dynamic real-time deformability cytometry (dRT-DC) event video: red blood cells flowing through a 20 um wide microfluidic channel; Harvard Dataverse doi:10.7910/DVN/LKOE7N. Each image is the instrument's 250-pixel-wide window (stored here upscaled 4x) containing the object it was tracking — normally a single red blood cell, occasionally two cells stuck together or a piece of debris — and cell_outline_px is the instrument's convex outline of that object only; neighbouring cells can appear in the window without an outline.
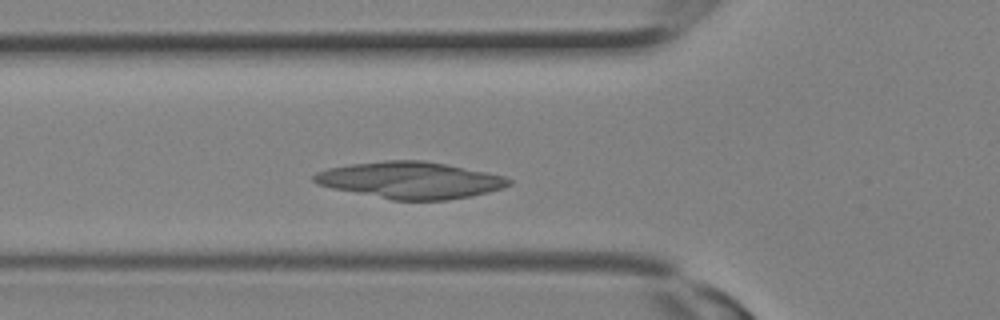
{"species": "Egyptian fruit bat (a non-hibernating species)", "species_latin": "Rousettus aegyptiacus", "temperature_condition": "room temperature", "stored_images_in_passage": 8, "camera_frame_rate_fps": 3000, "um_per_image_px": 0.085, "animal": {"sex": "female"}, "frame": {"image": 1, "passage_image": 6, "time_ms": 1.667, "image_size_px": [1000, 320], "cell_outline_px": [[512, 184], [504, 188], [488, 192], [448, 200], [392, 200], [332, 188], [316, 184], [312, 180], [312, 176], [316, 172], [328, 168], [352, 164], [384, 160], [424, 160], [448, 164], [504, 176], [512, 180]], "centroid_in_image_um": [34.87, 15.31], "position_along_channel_um": 90.9, "area_um2": 41.73}}
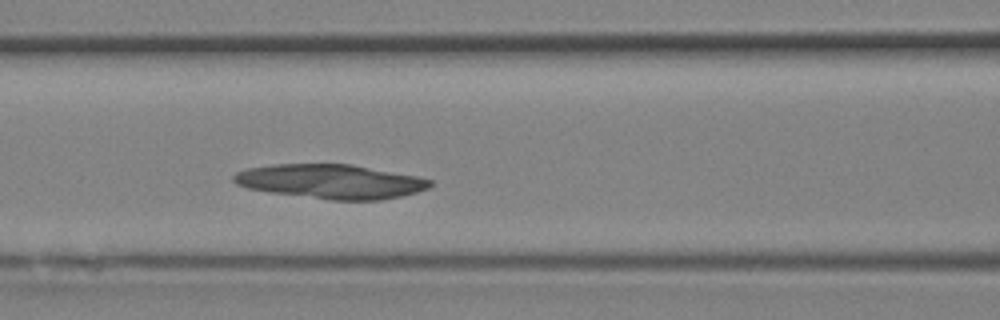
{"frame": {"image": 2, "passage_image": 8, "time_ms": 2.333, "image_size_px": [1000, 320], "cell_outline_px": [[432, 184], [428, 188], [404, 196], [380, 200], [332, 200], [268, 192], [248, 188], [236, 184], [232, 180], [232, 176], [236, 172], [248, 168], [272, 164], [352, 164], [416, 176], [432, 180]], "centroid_in_image_um": [28.1, 15.43], "position_along_channel_um": 138.5, "area_um2": 39.3}}